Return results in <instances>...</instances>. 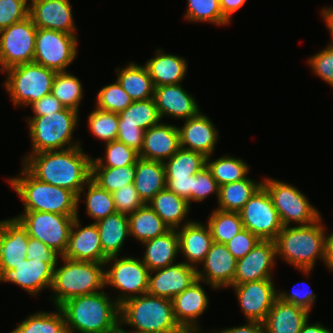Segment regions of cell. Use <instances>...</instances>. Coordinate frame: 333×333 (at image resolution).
Masks as SVG:
<instances>
[{"label": "cell", "instance_id": "cell-39", "mask_svg": "<svg viewBox=\"0 0 333 333\" xmlns=\"http://www.w3.org/2000/svg\"><path fill=\"white\" fill-rule=\"evenodd\" d=\"M118 118V125H137L145 131L161 122L154 98L133 101Z\"/></svg>", "mask_w": 333, "mask_h": 333}, {"label": "cell", "instance_id": "cell-53", "mask_svg": "<svg viewBox=\"0 0 333 333\" xmlns=\"http://www.w3.org/2000/svg\"><path fill=\"white\" fill-rule=\"evenodd\" d=\"M260 241L261 239L257 235L244 228L226 242L225 245L234 258L239 260L248 254Z\"/></svg>", "mask_w": 333, "mask_h": 333}, {"label": "cell", "instance_id": "cell-48", "mask_svg": "<svg viewBox=\"0 0 333 333\" xmlns=\"http://www.w3.org/2000/svg\"><path fill=\"white\" fill-rule=\"evenodd\" d=\"M96 108L113 113H120L125 110L133 100L124 91L121 85L116 82L105 85L97 93Z\"/></svg>", "mask_w": 333, "mask_h": 333}, {"label": "cell", "instance_id": "cell-8", "mask_svg": "<svg viewBox=\"0 0 333 333\" xmlns=\"http://www.w3.org/2000/svg\"><path fill=\"white\" fill-rule=\"evenodd\" d=\"M4 73L7 75L3 87L13 105L28 107L51 93L57 72L32 62L13 66Z\"/></svg>", "mask_w": 333, "mask_h": 333}, {"label": "cell", "instance_id": "cell-34", "mask_svg": "<svg viewBox=\"0 0 333 333\" xmlns=\"http://www.w3.org/2000/svg\"><path fill=\"white\" fill-rule=\"evenodd\" d=\"M116 72V80L133 101L153 98L155 87L145 65L131 62Z\"/></svg>", "mask_w": 333, "mask_h": 333}, {"label": "cell", "instance_id": "cell-2", "mask_svg": "<svg viewBox=\"0 0 333 333\" xmlns=\"http://www.w3.org/2000/svg\"><path fill=\"white\" fill-rule=\"evenodd\" d=\"M59 308L68 333H109L120 325V305L103 290L72 298Z\"/></svg>", "mask_w": 333, "mask_h": 333}, {"label": "cell", "instance_id": "cell-32", "mask_svg": "<svg viewBox=\"0 0 333 333\" xmlns=\"http://www.w3.org/2000/svg\"><path fill=\"white\" fill-rule=\"evenodd\" d=\"M135 189L144 204L166 188L164 164L161 161L139 158L136 162Z\"/></svg>", "mask_w": 333, "mask_h": 333}, {"label": "cell", "instance_id": "cell-52", "mask_svg": "<svg viewBox=\"0 0 333 333\" xmlns=\"http://www.w3.org/2000/svg\"><path fill=\"white\" fill-rule=\"evenodd\" d=\"M313 72L333 87V49L326 47L308 59Z\"/></svg>", "mask_w": 333, "mask_h": 333}, {"label": "cell", "instance_id": "cell-26", "mask_svg": "<svg viewBox=\"0 0 333 333\" xmlns=\"http://www.w3.org/2000/svg\"><path fill=\"white\" fill-rule=\"evenodd\" d=\"M180 148L178 128L175 125L160 122L145 131L139 157L164 162Z\"/></svg>", "mask_w": 333, "mask_h": 333}, {"label": "cell", "instance_id": "cell-65", "mask_svg": "<svg viewBox=\"0 0 333 333\" xmlns=\"http://www.w3.org/2000/svg\"><path fill=\"white\" fill-rule=\"evenodd\" d=\"M129 333H141V332H136V331H129Z\"/></svg>", "mask_w": 333, "mask_h": 333}, {"label": "cell", "instance_id": "cell-10", "mask_svg": "<svg viewBox=\"0 0 333 333\" xmlns=\"http://www.w3.org/2000/svg\"><path fill=\"white\" fill-rule=\"evenodd\" d=\"M104 265H110L105 270V286L111 285L120 291L115 298L119 305L148 292L150 270L139 258L114 256L108 258Z\"/></svg>", "mask_w": 333, "mask_h": 333}, {"label": "cell", "instance_id": "cell-4", "mask_svg": "<svg viewBox=\"0 0 333 333\" xmlns=\"http://www.w3.org/2000/svg\"><path fill=\"white\" fill-rule=\"evenodd\" d=\"M141 333H187L177 322L172 300L148 293L120 305V326Z\"/></svg>", "mask_w": 333, "mask_h": 333}, {"label": "cell", "instance_id": "cell-61", "mask_svg": "<svg viewBox=\"0 0 333 333\" xmlns=\"http://www.w3.org/2000/svg\"><path fill=\"white\" fill-rule=\"evenodd\" d=\"M324 263L330 271H333V232L326 236Z\"/></svg>", "mask_w": 333, "mask_h": 333}, {"label": "cell", "instance_id": "cell-22", "mask_svg": "<svg viewBox=\"0 0 333 333\" xmlns=\"http://www.w3.org/2000/svg\"><path fill=\"white\" fill-rule=\"evenodd\" d=\"M201 283L195 281L172 299L175 318L187 333H202L198 319L208 307L209 299Z\"/></svg>", "mask_w": 333, "mask_h": 333}, {"label": "cell", "instance_id": "cell-6", "mask_svg": "<svg viewBox=\"0 0 333 333\" xmlns=\"http://www.w3.org/2000/svg\"><path fill=\"white\" fill-rule=\"evenodd\" d=\"M60 258L64 263L57 268V262L50 288L55 294L51 297L55 307L81 295L101 292L106 287L104 263Z\"/></svg>", "mask_w": 333, "mask_h": 333}, {"label": "cell", "instance_id": "cell-3", "mask_svg": "<svg viewBox=\"0 0 333 333\" xmlns=\"http://www.w3.org/2000/svg\"><path fill=\"white\" fill-rule=\"evenodd\" d=\"M322 223L320 217L308 225L283 226L274 240L277 256L309 276L316 260H325L327 235Z\"/></svg>", "mask_w": 333, "mask_h": 333}, {"label": "cell", "instance_id": "cell-19", "mask_svg": "<svg viewBox=\"0 0 333 333\" xmlns=\"http://www.w3.org/2000/svg\"><path fill=\"white\" fill-rule=\"evenodd\" d=\"M29 17L38 29L76 34L69 0H31Z\"/></svg>", "mask_w": 333, "mask_h": 333}, {"label": "cell", "instance_id": "cell-49", "mask_svg": "<svg viewBox=\"0 0 333 333\" xmlns=\"http://www.w3.org/2000/svg\"><path fill=\"white\" fill-rule=\"evenodd\" d=\"M29 0H0V30L29 17Z\"/></svg>", "mask_w": 333, "mask_h": 333}, {"label": "cell", "instance_id": "cell-23", "mask_svg": "<svg viewBox=\"0 0 333 333\" xmlns=\"http://www.w3.org/2000/svg\"><path fill=\"white\" fill-rule=\"evenodd\" d=\"M184 126L177 127L181 148L192 150L209 157L215 150L219 137L212 120L203 113L184 120Z\"/></svg>", "mask_w": 333, "mask_h": 333}, {"label": "cell", "instance_id": "cell-20", "mask_svg": "<svg viewBox=\"0 0 333 333\" xmlns=\"http://www.w3.org/2000/svg\"><path fill=\"white\" fill-rule=\"evenodd\" d=\"M203 269H197L198 280L213 289L231 287L236 273L237 260L223 243L213 242L201 263Z\"/></svg>", "mask_w": 333, "mask_h": 333}, {"label": "cell", "instance_id": "cell-21", "mask_svg": "<svg viewBox=\"0 0 333 333\" xmlns=\"http://www.w3.org/2000/svg\"><path fill=\"white\" fill-rule=\"evenodd\" d=\"M62 257L75 261L105 263L108 258L103 253L96 223L82 227L77 215L72 223L68 246Z\"/></svg>", "mask_w": 333, "mask_h": 333}, {"label": "cell", "instance_id": "cell-36", "mask_svg": "<svg viewBox=\"0 0 333 333\" xmlns=\"http://www.w3.org/2000/svg\"><path fill=\"white\" fill-rule=\"evenodd\" d=\"M261 185V181L255 182V180L245 178L219 186L217 209L239 212Z\"/></svg>", "mask_w": 333, "mask_h": 333}, {"label": "cell", "instance_id": "cell-27", "mask_svg": "<svg viewBox=\"0 0 333 333\" xmlns=\"http://www.w3.org/2000/svg\"><path fill=\"white\" fill-rule=\"evenodd\" d=\"M206 224L191 221L176 229L179 236V251L185 257L186 264L197 268L205 259L213 244V238Z\"/></svg>", "mask_w": 333, "mask_h": 333}, {"label": "cell", "instance_id": "cell-43", "mask_svg": "<svg viewBox=\"0 0 333 333\" xmlns=\"http://www.w3.org/2000/svg\"><path fill=\"white\" fill-rule=\"evenodd\" d=\"M136 165L123 167H91V179L102 189L113 193L121 187L134 184Z\"/></svg>", "mask_w": 333, "mask_h": 333}, {"label": "cell", "instance_id": "cell-13", "mask_svg": "<svg viewBox=\"0 0 333 333\" xmlns=\"http://www.w3.org/2000/svg\"><path fill=\"white\" fill-rule=\"evenodd\" d=\"M37 27L27 17L0 30V71L20 64L32 63L35 53Z\"/></svg>", "mask_w": 333, "mask_h": 333}, {"label": "cell", "instance_id": "cell-1", "mask_svg": "<svg viewBox=\"0 0 333 333\" xmlns=\"http://www.w3.org/2000/svg\"><path fill=\"white\" fill-rule=\"evenodd\" d=\"M23 166L37 179L66 188L78 196V207L85 184L91 179L92 158L81 146L43 151L23 157Z\"/></svg>", "mask_w": 333, "mask_h": 333}, {"label": "cell", "instance_id": "cell-17", "mask_svg": "<svg viewBox=\"0 0 333 333\" xmlns=\"http://www.w3.org/2000/svg\"><path fill=\"white\" fill-rule=\"evenodd\" d=\"M276 244L274 240H261L248 254L237 260L232 285L250 281L273 279Z\"/></svg>", "mask_w": 333, "mask_h": 333}, {"label": "cell", "instance_id": "cell-11", "mask_svg": "<svg viewBox=\"0 0 333 333\" xmlns=\"http://www.w3.org/2000/svg\"><path fill=\"white\" fill-rule=\"evenodd\" d=\"M75 217L77 215L24 211L15 218L26 228L29 237L40 240L63 256L68 246L69 234Z\"/></svg>", "mask_w": 333, "mask_h": 333}, {"label": "cell", "instance_id": "cell-42", "mask_svg": "<svg viewBox=\"0 0 333 333\" xmlns=\"http://www.w3.org/2000/svg\"><path fill=\"white\" fill-rule=\"evenodd\" d=\"M78 77L65 72H58L53 81L51 93L65 108L79 112V105L83 98V87Z\"/></svg>", "mask_w": 333, "mask_h": 333}, {"label": "cell", "instance_id": "cell-47", "mask_svg": "<svg viewBox=\"0 0 333 333\" xmlns=\"http://www.w3.org/2000/svg\"><path fill=\"white\" fill-rule=\"evenodd\" d=\"M88 124L93 136L104 141V143L117 139L118 113L104 111L95 107L88 116Z\"/></svg>", "mask_w": 333, "mask_h": 333}, {"label": "cell", "instance_id": "cell-62", "mask_svg": "<svg viewBox=\"0 0 333 333\" xmlns=\"http://www.w3.org/2000/svg\"><path fill=\"white\" fill-rule=\"evenodd\" d=\"M309 319L303 324L299 333H333L331 329L324 327L321 323H308Z\"/></svg>", "mask_w": 333, "mask_h": 333}, {"label": "cell", "instance_id": "cell-12", "mask_svg": "<svg viewBox=\"0 0 333 333\" xmlns=\"http://www.w3.org/2000/svg\"><path fill=\"white\" fill-rule=\"evenodd\" d=\"M77 36L37 29L33 62L55 72H65L77 57Z\"/></svg>", "mask_w": 333, "mask_h": 333}, {"label": "cell", "instance_id": "cell-35", "mask_svg": "<svg viewBox=\"0 0 333 333\" xmlns=\"http://www.w3.org/2000/svg\"><path fill=\"white\" fill-rule=\"evenodd\" d=\"M128 217L130 236L141 243L161 236L170 230V227L148 204H144Z\"/></svg>", "mask_w": 333, "mask_h": 333}, {"label": "cell", "instance_id": "cell-59", "mask_svg": "<svg viewBox=\"0 0 333 333\" xmlns=\"http://www.w3.org/2000/svg\"><path fill=\"white\" fill-rule=\"evenodd\" d=\"M218 333H265V326L263 322L247 321L245 325L222 329Z\"/></svg>", "mask_w": 333, "mask_h": 333}, {"label": "cell", "instance_id": "cell-31", "mask_svg": "<svg viewBox=\"0 0 333 333\" xmlns=\"http://www.w3.org/2000/svg\"><path fill=\"white\" fill-rule=\"evenodd\" d=\"M101 247L107 258L118 256L124 240L130 235L129 217L115 212L96 222Z\"/></svg>", "mask_w": 333, "mask_h": 333}, {"label": "cell", "instance_id": "cell-56", "mask_svg": "<svg viewBox=\"0 0 333 333\" xmlns=\"http://www.w3.org/2000/svg\"><path fill=\"white\" fill-rule=\"evenodd\" d=\"M145 130L137 125H118L117 141L140 153L143 147Z\"/></svg>", "mask_w": 333, "mask_h": 333}, {"label": "cell", "instance_id": "cell-33", "mask_svg": "<svg viewBox=\"0 0 333 333\" xmlns=\"http://www.w3.org/2000/svg\"><path fill=\"white\" fill-rule=\"evenodd\" d=\"M147 204L161 217L170 229H178L181 225L183 226L192 221H184L191 206L188 201L177 196L167 188L158 192ZM182 221L185 223L182 224Z\"/></svg>", "mask_w": 333, "mask_h": 333}, {"label": "cell", "instance_id": "cell-29", "mask_svg": "<svg viewBox=\"0 0 333 333\" xmlns=\"http://www.w3.org/2000/svg\"><path fill=\"white\" fill-rule=\"evenodd\" d=\"M155 51V57L145 63L154 87L180 84L185 79L188 69L186 59L177 55L167 54L161 49Z\"/></svg>", "mask_w": 333, "mask_h": 333}, {"label": "cell", "instance_id": "cell-41", "mask_svg": "<svg viewBox=\"0 0 333 333\" xmlns=\"http://www.w3.org/2000/svg\"><path fill=\"white\" fill-rule=\"evenodd\" d=\"M206 158V166L219 186L247 178L249 166L244 160L228 154L218 159Z\"/></svg>", "mask_w": 333, "mask_h": 333}, {"label": "cell", "instance_id": "cell-50", "mask_svg": "<svg viewBox=\"0 0 333 333\" xmlns=\"http://www.w3.org/2000/svg\"><path fill=\"white\" fill-rule=\"evenodd\" d=\"M211 194L217 195L218 200L219 185L206 166L193 175L192 202H202Z\"/></svg>", "mask_w": 333, "mask_h": 333}, {"label": "cell", "instance_id": "cell-46", "mask_svg": "<svg viewBox=\"0 0 333 333\" xmlns=\"http://www.w3.org/2000/svg\"><path fill=\"white\" fill-rule=\"evenodd\" d=\"M105 147V158H92L91 167L117 168L136 165L137 160L140 158L138 152L117 140L105 143Z\"/></svg>", "mask_w": 333, "mask_h": 333}, {"label": "cell", "instance_id": "cell-55", "mask_svg": "<svg viewBox=\"0 0 333 333\" xmlns=\"http://www.w3.org/2000/svg\"><path fill=\"white\" fill-rule=\"evenodd\" d=\"M26 259L42 260L49 263L53 268L56 267L60 255L52 248L42 243L40 240L29 237Z\"/></svg>", "mask_w": 333, "mask_h": 333}, {"label": "cell", "instance_id": "cell-54", "mask_svg": "<svg viewBox=\"0 0 333 333\" xmlns=\"http://www.w3.org/2000/svg\"><path fill=\"white\" fill-rule=\"evenodd\" d=\"M305 284L310 287L308 283ZM296 286L292 287V292L290 294L286 291L280 292L278 290V298L283 302L299 306L310 313L313 308V303L316 301L315 293H313V290H311L310 288L305 290L302 287L301 289L296 290V288L294 289V287Z\"/></svg>", "mask_w": 333, "mask_h": 333}, {"label": "cell", "instance_id": "cell-63", "mask_svg": "<svg viewBox=\"0 0 333 333\" xmlns=\"http://www.w3.org/2000/svg\"><path fill=\"white\" fill-rule=\"evenodd\" d=\"M321 15H322V19H324L325 21V24L327 26V29L328 31L330 32L331 34V43L328 44L327 47L329 48H332L333 49V8L329 7H325L322 9V12H321Z\"/></svg>", "mask_w": 333, "mask_h": 333}, {"label": "cell", "instance_id": "cell-64", "mask_svg": "<svg viewBox=\"0 0 333 333\" xmlns=\"http://www.w3.org/2000/svg\"><path fill=\"white\" fill-rule=\"evenodd\" d=\"M109 333H129V331L128 330L126 331L125 328L119 325L115 330Z\"/></svg>", "mask_w": 333, "mask_h": 333}, {"label": "cell", "instance_id": "cell-5", "mask_svg": "<svg viewBox=\"0 0 333 333\" xmlns=\"http://www.w3.org/2000/svg\"><path fill=\"white\" fill-rule=\"evenodd\" d=\"M21 175L7 178L24 204V211L78 215V196L62 187L40 181L24 166Z\"/></svg>", "mask_w": 333, "mask_h": 333}, {"label": "cell", "instance_id": "cell-30", "mask_svg": "<svg viewBox=\"0 0 333 333\" xmlns=\"http://www.w3.org/2000/svg\"><path fill=\"white\" fill-rule=\"evenodd\" d=\"M146 249L141 259L150 271L174 264L179 254V236L176 229L142 243Z\"/></svg>", "mask_w": 333, "mask_h": 333}, {"label": "cell", "instance_id": "cell-38", "mask_svg": "<svg viewBox=\"0 0 333 333\" xmlns=\"http://www.w3.org/2000/svg\"><path fill=\"white\" fill-rule=\"evenodd\" d=\"M203 154L180 148L170 159L163 162L166 178H182L195 175L206 167Z\"/></svg>", "mask_w": 333, "mask_h": 333}, {"label": "cell", "instance_id": "cell-24", "mask_svg": "<svg viewBox=\"0 0 333 333\" xmlns=\"http://www.w3.org/2000/svg\"><path fill=\"white\" fill-rule=\"evenodd\" d=\"M153 98L161 120L165 115L186 120L200 113L196 99L181 84L157 86Z\"/></svg>", "mask_w": 333, "mask_h": 333}, {"label": "cell", "instance_id": "cell-25", "mask_svg": "<svg viewBox=\"0 0 333 333\" xmlns=\"http://www.w3.org/2000/svg\"><path fill=\"white\" fill-rule=\"evenodd\" d=\"M29 235L17 218L0 221V269H13L26 259Z\"/></svg>", "mask_w": 333, "mask_h": 333}, {"label": "cell", "instance_id": "cell-58", "mask_svg": "<svg viewBox=\"0 0 333 333\" xmlns=\"http://www.w3.org/2000/svg\"><path fill=\"white\" fill-rule=\"evenodd\" d=\"M30 107L34 114L33 117L45 116L46 114L55 113L65 108L52 93L32 103Z\"/></svg>", "mask_w": 333, "mask_h": 333}, {"label": "cell", "instance_id": "cell-57", "mask_svg": "<svg viewBox=\"0 0 333 333\" xmlns=\"http://www.w3.org/2000/svg\"><path fill=\"white\" fill-rule=\"evenodd\" d=\"M166 188L177 196L192 202L193 175L182 178H166Z\"/></svg>", "mask_w": 333, "mask_h": 333}, {"label": "cell", "instance_id": "cell-15", "mask_svg": "<svg viewBox=\"0 0 333 333\" xmlns=\"http://www.w3.org/2000/svg\"><path fill=\"white\" fill-rule=\"evenodd\" d=\"M273 279H264L232 285L246 321L264 322L274 301L278 298V290Z\"/></svg>", "mask_w": 333, "mask_h": 333}, {"label": "cell", "instance_id": "cell-14", "mask_svg": "<svg viewBox=\"0 0 333 333\" xmlns=\"http://www.w3.org/2000/svg\"><path fill=\"white\" fill-rule=\"evenodd\" d=\"M243 227L261 240H275L283 228L272 199L261 185L239 211Z\"/></svg>", "mask_w": 333, "mask_h": 333}, {"label": "cell", "instance_id": "cell-44", "mask_svg": "<svg viewBox=\"0 0 333 333\" xmlns=\"http://www.w3.org/2000/svg\"><path fill=\"white\" fill-rule=\"evenodd\" d=\"M85 186L87 187L86 197L84 198L86 213L93 218L94 223L117 212L112 193L102 189L92 179Z\"/></svg>", "mask_w": 333, "mask_h": 333}, {"label": "cell", "instance_id": "cell-37", "mask_svg": "<svg viewBox=\"0 0 333 333\" xmlns=\"http://www.w3.org/2000/svg\"><path fill=\"white\" fill-rule=\"evenodd\" d=\"M10 333H68L62 310L56 307L53 312H37L28 315Z\"/></svg>", "mask_w": 333, "mask_h": 333}, {"label": "cell", "instance_id": "cell-16", "mask_svg": "<svg viewBox=\"0 0 333 333\" xmlns=\"http://www.w3.org/2000/svg\"><path fill=\"white\" fill-rule=\"evenodd\" d=\"M197 269L182 261L150 271L147 293L172 300L198 280Z\"/></svg>", "mask_w": 333, "mask_h": 333}, {"label": "cell", "instance_id": "cell-45", "mask_svg": "<svg viewBox=\"0 0 333 333\" xmlns=\"http://www.w3.org/2000/svg\"><path fill=\"white\" fill-rule=\"evenodd\" d=\"M185 19L192 22H209L217 26L228 25L230 21L223 15L220 0H188Z\"/></svg>", "mask_w": 333, "mask_h": 333}, {"label": "cell", "instance_id": "cell-28", "mask_svg": "<svg viewBox=\"0 0 333 333\" xmlns=\"http://www.w3.org/2000/svg\"><path fill=\"white\" fill-rule=\"evenodd\" d=\"M309 312L277 298L265 319V333H299Z\"/></svg>", "mask_w": 333, "mask_h": 333}, {"label": "cell", "instance_id": "cell-51", "mask_svg": "<svg viewBox=\"0 0 333 333\" xmlns=\"http://www.w3.org/2000/svg\"><path fill=\"white\" fill-rule=\"evenodd\" d=\"M117 212L129 215L144 205L134 184H128L112 193Z\"/></svg>", "mask_w": 333, "mask_h": 333}, {"label": "cell", "instance_id": "cell-40", "mask_svg": "<svg viewBox=\"0 0 333 333\" xmlns=\"http://www.w3.org/2000/svg\"><path fill=\"white\" fill-rule=\"evenodd\" d=\"M206 224L213 241L223 244L244 229L239 212L223 211L217 208L209 215Z\"/></svg>", "mask_w": 333, "mask_h": 333}, {"label": "cell", "instance_id": "cell-7", "mask_svg": "<svg viewBox=\"0 0 333 333\" xmlns=\"http://www.w3.org/2000/svg\"><path fill=\"white\" fill-rule=\"evenodd\" d=\"M78 113L64 108L45 116L27 118L32 144V151L28 155L80 146V141L73 142L72 137L78 126Z\"/></svg>", "mask_w": 333, "mask_h": 333}, {"label": "cell", "instance_id": "cell-18", "mask_svg": "<svg viewBox=\"0 0 333 333\" xmlns=\"http://www.w3.org/2000/svg\"><path fill=\"white\" fill-rule=\"evenodd\" d=\"M54 268L42 260L22 259L13 269H0V282L19 285L31 295L51 288Z\"/></svg>", "mask_w": 333, "mask_h": 333}, {"label": "cell", "instance_id": "cell-60", "mask_svg": "<svg viewBox=\"0 0 333 333\" xmlns=\"http://www.w3.org/2000/svg\"><path fill=\"white\" fill-rule=\"evenodd\" d=\"M247 0H220L223 15L231 22V16L239 10Z\"/></svg>", "mask_w": 333, "mask_h": 333}, {"label": "cell", "instance_id": "cell-9", "mask_svg": "<svg viewBox=\"0 0 333 333\" xmlns=\"http://www.w3.org/2000/svg\"><path fill=\"white\" fill-rule=\"evenodd\" d=\"M262 185L268 191L283 226H290L291 222L308 225L321 217L308 198L295 186L271 178L262 180Z\"/></svg>", "mask_w": 333, "mask_h": 333}]
</instances>
